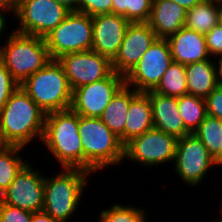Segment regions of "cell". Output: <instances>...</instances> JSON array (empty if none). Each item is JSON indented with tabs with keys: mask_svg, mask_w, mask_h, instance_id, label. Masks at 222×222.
<instances>
[{
	"mask_svg": "<svg viewBox=\"0 0 222 222\" xmlns=\"http://www.w3.org/2000/svg\"><path fill=\"white\" fill-rule=\"evenodd\" d=\"M0 49V61L21 85L50 60L44 38L13 31Z\"/></svg>",
	"mask_w": 222,
	"mask_h": 222,
	"instance_id": "cell-5",
	"label": "cell"
},
{
	"mask_svg": "<svg viewBox=\"0 0 222 222\" xmlns=\"http://www.w3.org/2000/svg\"><path fill=\"white\" fill-rule=\"evenodd\" d=\"M218 26L222 28V9L218 10Z\"/></svg>",
	"mask_w": 222,
	"mask_h": 222,
	"instance_id": "cell-42",
	"label": "cell"
},
{
	"mask_svg": "<svg viewBox=\"0 0 222 222\" xmlns=\"http://www.w3.org/2000/svg\"><path fill=\"white\" fill-rule=\"evenodd\" d=\"M88 175L90 172L81 168H63L55 177L45 178L43 211L66 222L80 203Z\"/></svg>",
	"mask_w": 222,
	"mask_h": 222,
	"instance_id": "cell-6",
	"label": "cell"
},
{
	"mask_svg": "<svg viewBox=\"0 0 222 222\" xmlns=\"http://www.w3.org/2000/svg\"><path fill=\"white\" fill-rule=\"evenodd\" d=\"M216 5L218 6L219 9H222V0H215Z\"/></svg>",
	"mask_w": 222,
	"mask_h": 222,
	"instance_id": "cell-44",
	"label": "cell"
},
{
	"mask_svg": "<svg viewBox=\"0 0 222 222\" xmlns=\"http://www.w3.org/2000/svg\"><path fill=\"white\" fill-rule=\"evenodd\" d=\"M181 7H183L186 10H189L190 8L194 7L198 3L202 2L203 0H171Z\"/></svg>",
	"mask_w": 222,
	"mask_h": 222,
	"instance_id": "cell-38",
	"label": "cell"
},
{
	"mask_svg": "<svg viewBox=\"0 0 222 222\" xmlns=\"http://www.w3.org/2000/svg\"><path fill=\"white\" fill-rule=\"evenodd\" d=\"M212 62L209 59L185 65L188 95L205 99L219 85L216 65Z\"/></svg>",
	"mask_w": 222,
	"mask_h": 222,
	"instance_id": "cell-21",
	"label": "cell"
},
{
	"mask_svg": "<svg viewBox=\"0 0 222 222\" xmlns=\"http://www.w3.org/2000/svg\"><path fill=\"white\" fill-rule=\"evenodd\" d=\"M154 128L152 106L145 92L130 90V105L123 132V144Z\"/></svg>",
	"mask_w": 222,
	"mask_h": 222,
	"instance_id": "cell-20",
	"label": "cell"
},
{
	"mask_svg": "<svg viewBox=\"0 0 222 222\" xmlns=\"http://www.w3.org/2000/svg\"><path fill=\"white\" fill-rule=\"evenodd\" d=\"M55 1L64 4L71 11L77 12V1L78 0H55Z\"/></svg>",
	"mask_w": 222,
	"mask_h": 222,
	"instance_id": "cell-39",
	"label": "cell"
},
{
	"mask_svg": "<svg viewBox=\"0 0 222 222\" xmlns=\"http://www.w3.org/2000/svg\"><path fill=\"white\" fill-rule=\"evenodd\" d=\"M218 10L215 0H203L187 10L185 27L205 35L218 25Z\"/></svg>",
	"mask_w": 222,
	"mask_h": 222,
	"instance_id": "cell-23",
	"label": "cell"
},
{
	"mask_svg": "<svg viewBox=\"0 0 222 222\" xmlns=\"http://www.w3.org/2000/svg\"><path fill=\"white\" fill-rule=\"evenodd\" d=\"M21 146H7L0 152V197L14 181L16 175L27 164L23 161L18 152Z\"/></svg>",
	"mask_w": 222,
	"mask_h": 222,
	"instance_id": "cell-27",
	"label": "cell"
},
{
	"mask_svg": "<svg viewBox=\"0 0 222 222\" xmlns=\"http://www.w3.org/2000/svg\"><path fill=\"white\" fill-rule=\"evenodd\" d=\"M57 60L63 67L72 90L107 78L113 72L112 62L92 50L68 53Z\"/></svg>",
	"mask_w": 222,
	"mask_h": 222,
	"instance_id": "cell-13",
	"label": "cell"
},
{
	"mask_svg": "<svg viewBox=\"0 0 222 222\" xmlns=\"http://www.w3.org/2000/svg\"><path fill=\"white\" fill-rule=\"evenodd\" d=\"M207 115L222 120V86L218 85L213 92L205 98Z\"/></svg>",
	"mask_w": 222,
	"mask_h": 222,
	"instance_id": "cell-33",
	"label": "cell"
},
{
	"mask_svg": "<svg viewBox=\"0 0 222 222\" xmlns=\"http://www.w3.org/2000/svg\"><path fill=\"white\" fill-rule=\"evenodd\" d=\"M4 11V13L7 11H9V10H7V9H5V8H2V7H0V35H1V33H3V29H4V27H5V15L3 16V12Z\"/></svg>",
	"mask_w": 222,
	"mask_h": 222,
	"instance_id": "cell-41",
	"label": "cell"
},
{
	"mask_svg": "<svg viewBox=\"0 0 222 222\" xmlns=\"http://www.w3.org/2000/svg\"><path fill=\"white\" fill-rule=\"evenodd\" d=\"M78 133L83 148V169L93 173L118 165L124 158V144L100 118L78 115Z\"/></svg>",
	"mask_w": 222,
	"mask_h": 222,
	"instance_id": "cell-2",
	"label": "cell"
},
{
	"mask_svg": "<svg viewBox=\"0 0 222 222\" xmlns=\"http://www.w3.org/2000/svg\"><path fill=\"white\" fill-rule=\"evenodd\" d=\"M20 87L45 114L71 108L73 90L57 59H51Z\"/></svg>",
	"mask_w": 222,
	"mask_h": 222,
	"instance_id": "cell-4",
	"label": "cell"
},
{
	"mask_svg": "<svg viewBox=\"0 0 222 222\" xmlns=\"http://www.w3.org/2000/svg\"><path fill=\"white\" fill-rule=\"evenodd\" d=\"M92 51L103 55L111 62L117 56L130 22L116 14H102L92 17Z\"/></svg>",
	"mask_w": 222,
	"mask_h": 222,
	"instance_id": "cell-16",
	"label": "cell"
},
{
	"mask_svg": "<svg viewBox=\"0 0 222 222\" xmlns=\"http://www.w3.org/2000/svg\"><path fill=\"white\" fill-rule=\"evenodd\" d=\"M42 141L61 167L83 169L78 114L71 108L45 115Z\"/></svg>",
	"mask_w": 222,
	"mask_h": 222,
	"instance_id": "cell-3",
	"label": "cell"
},
{
	"mask_svg": "<svg viewBox=\"0 0 222 222\" xmlns=\"http://www.w3.org/2000/svg\"><path fill=\"white\" fill-rule=\"evenodd\" d=\"M20 0H0V7L15 13L19 6Z\"/></svg>",
	"mask_w": 222,
	"mask_h": 222,
	"instance_id": "cell-37",
	"label": "cell"
},
{
	"mask_svg": "<svg viewBox=\"0 0 222 222\" xmlns=\"http://www.w3.org/2000/svg\"><path fill=\"white\" fill-rule=\"evenodd\" d=\"M32 212L8 205L0 200V222H31Z\"/></svg>",
	"mask_w": 222,
	"mask_h": 222,
	"instance_id": "cell-32",
	"label": "cell"
},
{
	"mask_svg": "<svg viewBox=\"0 0 222 222\" xmlns=\"http://www.w3.org/2000/svg\"><path fill=\"white\" fill-rule=\"evenodd\" d=\"M207 50L210 55H222V28L216 25L205 34Z\"/></svg>",
	"mask_w": 222,
	"mask_h": 222,
	"instance_id": "cell-34",
	"label": "cell"
},
{
	"mask_svg": "<svg viewBox=\"0 0 222 222\" xmlns=\"http://www.w3.org/2000/svg\"><path fill=\"white\" fill-rule=\"evenodd\" d=\"M112 14L123 16L128 20V0H112Z\"/></svg>",
	"mask_w": 222,
	"mask_h": 222,
	"instance_id": "cell-35",
	"label": "cell"
},
{
	"mask_svg": "<svg viewBox=\"0 0 222 222\" xmlns=\"http://www.w3.org/2000/svg\"><path fill=\"white\" fill-rule=\"evenodd\" d=\"M177 140L173 135L153 128L124 145V158L147 166L174 161Z\"/></svg>",
	"mask_w": 222,
	"mask_h": 222,
	"instance_id": "cell-11",
	"label": "cell"
},
{
	"mask_svg": "<svg viewBox=\"0 0 222 222\" xmlns=\"http://www.w3.org/2000/svg\"><path fill=\"white\" fill-rule=\"evenodd\" d=\"M186 13L171 0H153L148 23L158 38L167 39L185 27Z\"/></svg>",
	"mask_w": 222,
	"mask_h": 222,
	"instance_id": "cell-19",
	"label": "cell"
},
{
	"mask_svg": "<svg viewBox=\"0 0 222 222\" xmlns=\"http://www.w3.org/2000/svg\"><path fill=\"white\" fill-rule=\"evenodd\" d=\"M167 41L174 62L187 65L210 59L205 35L195 30L183 27L168 37Z\"/></svg>",
	"mask_w": 222,
	"mask_h": 222,
	"instance_id": "cell-18",
	"label": "cell"
},
{
	"mask_svg": "<svg viewBox=\"0 0 222 222\" xmlns=\"http://www.w3.org/2000/svg\"><path fill=\"white\" fill-rule=\"evenodd\" d=\"M5 65L0 61V109L6 104L12 93L19 87Z\"/></svg>",
	"mask_w": 222,
	"mask_h": 222,
	"instance_id": "cell-31",
	"label": "cell"
},
{
	"mask_svg": "<svg viewBox=\"0 0 222 222\" xmlns=\"http://www.w3.org/2000/svg\"><path fill=\"white\" fill-rule=\"evenodd\" d=\"M153 0H128V21L130 23L148 22Z\"/></svg>",
	"mask_w": 222,
	"mask_h": 222,
	"instance_id": "cell-29",
	"label": "cell"
},
{
	"mask_svg": "<svg viewBox=\"0 0 222 222\" xmlns=\"http://www.w3.org/2000/svg\"><path fill=\"white\" fill-rule=\"evenodd\" d=\"M220 57L219 60H218V64H217V67L216 68V75H217V81H218V84L220 86H222V55L218 56Z\"/></svg>",
	"mask_w": 222,
	"mask_h": 222,
	"instance_id": "cell-40",
	"label": "cell"
},
{
	"mask_svg": "<svg viewBox=\"0 0 222 222\" xmlns=\"http://www.w3.org/2000/svg\"><path fill=\"white\" fill-rule=\"evenodd\" d=\"M174 161L175 171L180 179L193 187L202 182L209 168L219 166L194 133L177 140Z\"/></svg>",
	"mask_w": 222,
	"mask_h": 222,
	"instance_id": "cell-10",
	"label": "cell"
},
{
	"mask_svg": "<svg viewBox=\"0 0 222 222\" xmlns=\"http://www.w3.org/2000/svg\"><path fill=\"white\" fill-rule=\"evenodd\" d=\"M100 222H147L145 210L116 204L99 214Z\"/></svg>",
	"mask_w": 222,
	"mask_h": 222,
	"instance_id": "cell-28",
	"label": "cell"
},
{
	"mask_svg": "<svg viewBox=\"0 0 222 222\" xmlns=\"http://www.w3.org/2000/svg\"><path fill=\"white\" fill-rule=\"evenodd\" d=\"M45 113L19 86L0 109V136L9 146H26L33 137L42 141Z\"/></svg>",
	"mask_w": 222,
	"mask_h": 222,
	"instance_id": "cell-1",
	"label": "cell"
},
{
	"mask_svg": "<svg viewBox=\"0 0 222 222\" xmlns=\"http://www.w3.org/2000/svg\"><path fill=\"white\" fill-rule=\"evenodd\" d=\"M173 62L167 39L157 38L138 64L124 77L125 84L137 92L153 91Z\"/></svg>",
	"mask_w": 222,
	"mask_h": 222,
	"instance_id": "cell-9",
	"label": "cell"
},
{
	"mask_svg": "<svg viewBox=\"0 0 222 222\" xmlns=\"http://www.w3.org/2000/svg\"><path fill=\"white\" fill-rule=\"evenodd\" d=\"M130 87L124 84L112 97L100 119L123 143V132L130 105Z\"/></svg>",
	"mask_w": 222,
	"mask_h": 222,
	"instance_id": "cell-22",
	"label": "cell"
},
{
	"mask_svg": "<svg viewBox=\"0 0 222 222\" xmlns=\"http://www.w3.org/2000/svg\"><path fill=\"white\" fill-rule=\"evenodd\" d=\"M44 40L51 59L68 53L90 51L93 44L92 17L71 11Z\"/></svg>",
	"mask_w": 222,
	"mask_h": 222,
	"instance_id": "cell-7",
	"label": "cell"
},
{
	"mask_svg": "<svg viewBox=\"0 0 222 222\" xmlns=\"http://www.w3.org/2000/svg\"><path fill=\"white\" fill-rule=\"evenodd\" d=\"M157 38L148 22L130 23L119 52L112 61L113 71L125 77Z\"/></svg>",
	"mask_w": 222,
	"mask_h": 222,
	"instance_id": "cell-15",
	"label": "cell"
},
{
	"mask_svg": "<svg viewBox=\"0 0 222 222\" xmlns=\"http://www.w3.org/2000/svg\"><path fill=\"white\" fill-rule=\"evenodd\" d=\"M177 103L185 127L193 133L207 116L205 99L187 94L177 97Z\"/></svg>",
	"mask_w": 222,
	"mask_h": 222,
	"instance_id": "cell-26",
	"label": "cell"
},
{
	"mask_svg": "<svg viewBox=\"0 0 222 222\" xmlns=\"http://www.w3.org/2000/svg\"><path fill=\"white\" fill-rule=\"evenodd\" d=\"M210 155L222 165V120L207 115L200 123L199 127L193 132Z\"/></svg>",
	"mask_w": 222,
	"mask_h": 222,
	"instance_id": "cell-24",
	"label": "cell"
},
{
	"mask_svg": "<svg viewBox=\"0 0 222 222\" xmlns=\"http://www.w3.org/2000/svg\"><path fill=\"white\" fill-rule=\"evenodd\" d=\"M71 12L64 4L55 0H20L14 13L21 27L16 32L46 37Z\"/></svg>",
	"mask_w": 222,
	"mask_h": 222,
	"instance_id": "cell-8",
	"label": "cell"
},
{
	"mask_svg": "<svg viewBox=\"0 0 222 222\" xmlns=\"http://www.w3.org/2000/svg\"><path fill=\"white\" fill-rule=\"evenodd\" d=\"M146 93L150 98L155 129L173 135L177 139L191 133L185 127L178 111L177 97L166 96L153 91Z\"/></svg>",
	"mask_w": 222,
	"mask_h": 222,
	"instance_id": "cell-17",
	"label": "cell"
},
{
	"mask_svg": "<svg viewBox=\"0 0 222 222\" xmlns=\"http://www.w3.org/2000/svg\"><path fill=\"white\" fill-rule=\"evenodd\" d=\"M31 222H60V221L53 219L45 211H39V212L32 213Z\"/></svg>",
	"mask_w": 222,
	"mask_h": 222,
	"instance_id": "cell-36",
	"label": "cell"
},
{
	"mask_svg": "<svg viewBox=\"0 0 222 222\" xmlns=\"http://www.w3.org/2000/svg\"><path fill=\"white\" fill-rule=\"evenodd\" d=\"M8 145L4 142L3 138L0 136V152L5 149Z\"/></svg>",
	"mask_w": 222,
	"mask_h": 222,
	"instance_id": "cell-43",
	"label": "cell"
},
{
	"mask_svg": "<svg viewBox=\"0 0 222 222\" xmlns=\"http://www.w3.org/2000/svg\"><path fill=\"white\" fill-rule=\"evenodd\" d=\"M45 177L33 170L29 163L16 175L0 200L29 212L43 211Z\"/></svg>",
	"mask_w": 222,
	"mask_h": 222,
	"instance_id": "cell-14",
	"label": "cell"
},
{
	"mask_svg": "<svg viewBox=\"0 0 222 222\" xmlns=\"http://www.w3.org/2000/svg\"><path fill=\"white\" fill-rule=\"evenodd\" d=\"M77 12L91 17L112 13V0H78Z\"/></svg>",
	"mask_w": 222,
	"mask_h": 222,
	"instance_id": "cell-30",
	"label": "cell"
},
{
	"mask_svg": "<svg viewBox=\"0 0 222 222\" xmlns=\"http://www.w3.org/2000/svg\"><path fill=\"white\" fill-rule=\"evenodd\" d=\"M124 84V76L113 71L107 78L76 88L73 90L71 109L79 116L100 118Z\"/></svg>",
	"mask_w": 222,
	"mask_h": 222,
	"instance_id": "cell-12",
	"label": "cell"
},
{
	"mask_svg": "<svg viewBox=\"0 0 222 222\" xmlns=\"http://www.w3.org/2000/svg\"><path fill=\"white\" fill-rule=\"evenodd\" d=\"M153 92L171 97L187 95L185 65L173 61Z\"/></svg>",
	"mask_w": 222,
	"mask_h": 222,
	"instance_id": "cell-25",
	"label": "cell"
}]
</instances>
